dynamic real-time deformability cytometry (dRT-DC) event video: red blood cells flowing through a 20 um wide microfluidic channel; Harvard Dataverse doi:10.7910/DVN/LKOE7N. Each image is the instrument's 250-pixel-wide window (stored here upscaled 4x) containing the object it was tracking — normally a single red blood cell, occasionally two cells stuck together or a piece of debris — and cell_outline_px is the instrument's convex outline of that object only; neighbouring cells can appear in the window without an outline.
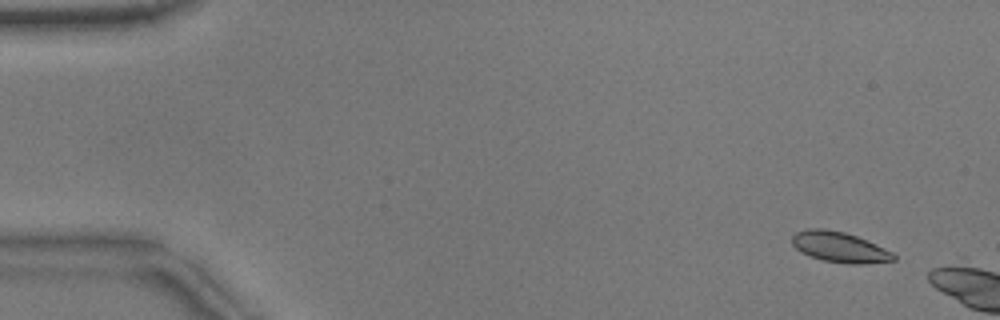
{"species": "common noctule bat (a hibernating species)", "species_latin": "Nyctalus noctula", "temperature_condition": "warm", "stored_images_in_passage": 7, "camera_frame_rate_fps": 3000, "um_per_image_px": 0.085, "animal": {"sex": "male", "body_mass_g": 17.9}, "frame": {"image": 1, "passage_image": 3, "time_ms": 0.667, "image_size_px": [1000, 320], "cell_outline_px": [[896, 260], [864, 264], [848, 264], [824, 260], [800, 252], [792, 244], [792, 236], [796, 232], [808, 228], [824, 228], [844, 232], [856, 236], [884, 248], [892, 252], [896, 256]], "centroid_in_image_um": [71.35, 21.0], "position_along_channel_um": 13.6, "area_um2": 17.92}}